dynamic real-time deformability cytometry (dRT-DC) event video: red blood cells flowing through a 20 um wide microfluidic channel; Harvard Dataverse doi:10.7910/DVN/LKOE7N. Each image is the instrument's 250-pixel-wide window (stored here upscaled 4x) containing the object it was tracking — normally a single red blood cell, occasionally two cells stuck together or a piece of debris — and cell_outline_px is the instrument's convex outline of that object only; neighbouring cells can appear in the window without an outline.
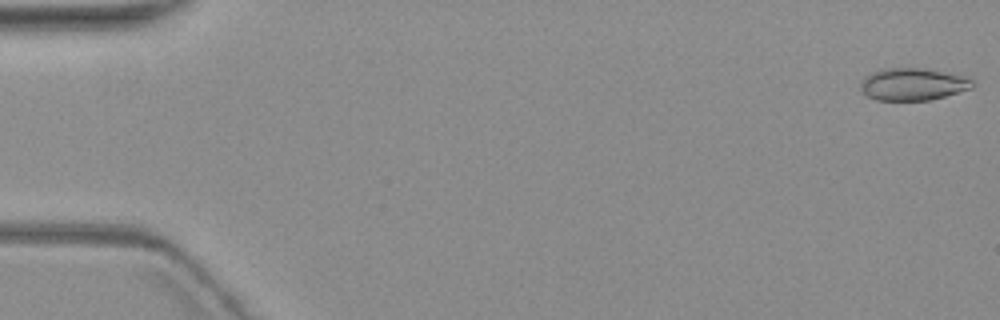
{"species": "common noctule bat (a hibernating species)", "species_latin": "Nyctalus noctula", "temperature_condition": "warm", "stored_images_in_passage": 5, "camera_frame_rate_fps": 3000, "um_per_image_px": 0.085, "animal": {"sex": "female", "body_mass_g": 19.3, "forearm_length_mm": 54.1}, "frame": {"image": 1, "passage_image": 1, "time_ms": 0.0, "image_size_px": [1000, 320], "cell_outline_px": [[972, 88], [944, 96], [928, 100], [876, 100], [868, 96], [860, 88], [860, 80], [864, 76], [888, 68], [924, 68], [964, 76], [972, 80]], "centroid_in_image_um": [77.57, 7.16], "position_along_channel_um": 7.4, "area_um2": 20.75}}
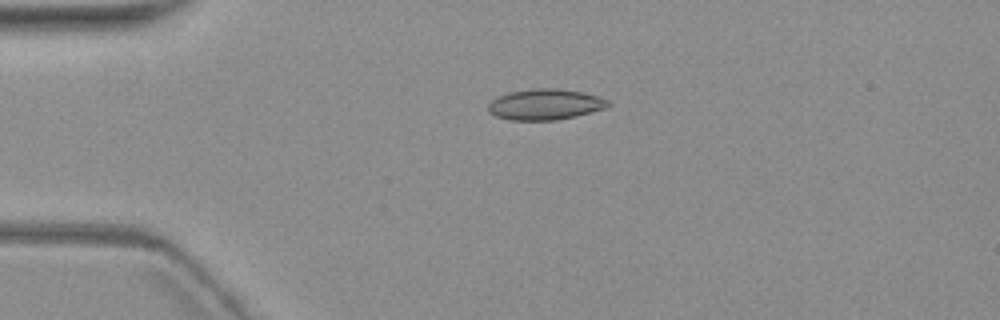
{"frame": {"image": 2, "passage_image": 4, "time_ms": 4.333, "image_size_px": [1000, 320], "cell_outline_px": [[612, 104], [604, 108], [576, 116], [556, 120], [512, 120], [496, 116], [488, 112], [488, 104], [492, 100], [508, 92], [532, 88], [556, 88], [580, 92], [596, 96], [608, 100]], "centroid_in_image_um": [46.31, 8.87], "position_along_channel_um": 38.7, "area_um2": 21.39}}